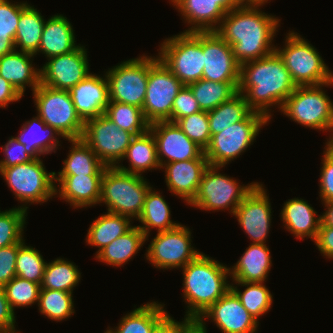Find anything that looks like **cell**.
<instances>
[{"label": "cell", "mask_w": 333, "mask_h": 333, "mask_svg": "<svg viewBox=\"0 0 333 333\" xmlns=\"http://www.w3.org/2000/svg\"><path fill=\"white\" fill-rule=\"evenodd\" d=\"M316 247L325 258L333 259V227L320 226L316 240Z\"/></svg>", "instance_id": "obj_54"}, {"label": "cell", "mask_w": 333, "mask_h": 333, "mask_svg": "<svg viewBox=\"0 0 333 333\" xmlns=\"http://www.w3.org/2000/svg\"><path fill=\"white\" fill-rule=\"evenodd\" d=\"M156 142L157 158L163 164L199 158L204 150L174 122L160 121L149 125ZM166 157V158H165ZM166 159V160H165Z\"/></svg>", "instance_id": "obj_18"}, {"label": "cell", "mask_w": 333, "mask_h": 333, "mask_svg": "<svg viewBox=\"0 0 333 333\" xmlns=\"http://www.w3.org/2000/svg\"><path fill=\"white\" fill-rule=\"evenodd\" d=\"M269 0H237L240 5H265Z\"/></svg>", "instance_id": "obj_59"}, {"label": "cell", "mask_w": 333, "mask_h": 333, "mask_svg": "<svg viewBox=\"0 0 333 333\" xmlns=\"http://www.w3.org/2000/svg\"><path fill=\"white\" fill-rule=\"evenodd\" d=\"M24 241L18 243L16 276L41 285L47 261L39 250L27 246Z\"/></svg>", "instance_id": "obj_44"}, {"label": "cell", "mask_w": 333, "mask_h": 333, "mask_svg": "<svg viewBox=\"0 0 333 333\" xmlns=\"http://www.w3.org/2000/svg\"><path fill=\"white\" fill-rule=\"evenodd\" d=\"M181 270L183 297L188 308L185 317L197 321L230 290L229 267L201 252Z\"/></svg>", "instance_id": "obj_3"}, {"label": "cell", "mask_w": 333, "mask_h": 333, "mask_svg": "<svg viewBox=\"0 0 333 333\" xmlns=\"http://www.w3.org/2000/svg\"><path fill=\"white\" fill-rule=\"evenodd\" d=\"M21 98L22 96L11 83L0 76V107L4 109L8 103L19 101Z\"/></svg>", "instance_id": "obj_55"}, {"label": "cell", "mask_w": 333, "mask_h": 333, "mask_svg": "<svg viewBox=\"0 0 333 333\" xmlns=\"http://www.w3.org/2000/svg\"><path fill=\"white\" fill-rule=\"evenodd\" d=\"M190 27L183 32L216 31L226 12L215 0H169Z\"/></svg>", "instance_id": "obj_24"}, {"label": "cell", "mask_w": 333, "mask_h": 333, "mask_svg": "<svg viewBox=\"0 0 333 333\" xmlns=\"http://www.w3.org/2000/svg\"><path fill=\"white\" fill-rule=\"evenodd\" d=\"M201 111L209 112L238 93L239 82H215L200 79L187 85Z\"/></svg>", "instance_id": "obj_37"}, {"label": "cell", "mask_w": 333, "mask_h": 333, "mask_svg": "<svg viewBox=\"0 0 333 333\" xmlns=\"http://www.w3.org/2000/svg\"><path fill=\"white\" fill-rule=\"evenodd\" d=\"M176 124L181 130L203 150L209 145L211 133L208 112L199 111L179 119Z\"/></svg>", "instance_id": "obj_47"}, {"label": "cell", "mask_w": 333, "mask_h": 333, "mask_svg": "<svg viewBox=\"0 0 333 333\" xmlns=\"http://www.w3.org/2000/svg\"><path fill=\"white\" fill-rule=\"evenodd\" d=\"M168 313L155 325L152 333H185L196 321L185 317L181 322Z\"/></svg>", "instance_id": "obj_52"}, {"label": "cell", "mask_w": 333, "mask_h": 333, "mask_svg": "<svg viewBox=\"0 0 333 333\" xmlns=\"http://www.w3.org/2000/svg\"><path fill=\"white\" fill-rule=\"evenodd\" d=\"M234 283L238 286H245V290L241 292V290L232 283L230 284V289L236 294L241 304L252 315V317L257 321L260 320L259 316L267 313L271 309L273 302V295L266 285H264L265 282Z\"/></svg>", "instance_id": "obj_39"}, {"label": "cell", "mask_w": 333, "mask_h": 333, "mask_svg": "<svg viewBox=\"0 0 333 333\" xmlns=\"http://www.w3.org/2000/svg\"><path fill=\"white\" fill-rule=\"evenodd\" d=\"M333 85V80L321 85L297 86L281 106V112L290 120L311 129L333 134V102L323 87Z\"/></svg>", "instance_id": "obj_6"}, {"label": "cell", "mask_w": 333, "mask_h": 333, "mask_svg": "<svg viewBox=\"0 0 333 333\" xmlns=\"http://www.w3.org/2000/svg\"><path fill=\"white\" fill-rule=\"evenodd\" d=\"M159 50L158 58L184 85L202 79L203 32H182L168 37Z\"/></svg>", "instance_id": "obj_7"}, {"label": "cell", "mask_w": 333, "mask_h": 333, "mask_svg": "<svg viewBox=\"0 0 333 333\" xmlns=\"http://www.w3.org/2000/svg\"><path fill=\"white\" fill-rule=\"evenodd\" d=\"M75 110L81 120L98 117L105 113L109 104L108 81L102 76L89 73L88 76L69 90Z\"/></svg>", "instance_id": "obj_22"}, {"label": "cell", "mask_w": 333, "mask_h": 333, "mask_svg": "<svg viewBox=\"0 0 333 333\" xmlns=\"http://www.w3.org/2000/svg\"><path fill=\"white\" fill-rule=\"evenodd\" d=\"M124 159L130 162L129 167L126 168L121 164L116 167L132 174L142 175L147 170L161 169L157 158L156 142L149 130L132 139L122 161Z\"/></svg>", "instance_id": "obj_30"}, {"label": "cell", "mask_w": 333, "mask_h": 333, "mask_svg": "<svg viewBox=\"0 0 333 333\" xmlns=\"http://www.w3.org/2000/svg\"><path fill=\"white\" fill-rule=\"evenodd\" d=\"M0 333H19V332L16 331L15 329H13V330H7V331H0Z\"/></svg>", "instance_id": "obj_61"}, {"label": "cell", "mask_w": 333, "mask_h": 333, "mask_svg": "<svg viewBox=\"0 0 333 333\" xmlns=\"http://www.w3.org/2000/svg\"><path fill=\"white\" fill-rule=\"evenodd\" d=\"M81 272L74 262L64 258H56L46 263L41 289L67 291L73 293L74 287L78 286Z\"/></svg>", "instance_id": "obj_38"}, {"label": "cell", "mask_w": 333, "mask_h": 333, "mask_svg": "<svg viewBox=\"0 0 333 333\" xmlns=\"http://www.w3.org/2000/svg\"><path fill=\"white\" fill-rule=\"evenodd\" d=\"M38 307L39 312L50 320H66L75 313L73 293L40 289Z\"/></svg>", "instance_id": "obj_43"}, {"label": "cell", "mask_w": 333, "mask_h": 333, "mask_svg": "<svg viewBox=\"0 0 333 333\" xmlns=\"http://www.w3.org/2000/svg\"><path fill=\"white\" fill-rule=\"evenodd\" d=\"M320 168L319 196L321 202L333 201V158L324 150Z\"/></svg>", "instance_id": "obj_50"}, {"label": "cell", "mask_w": 333, "mask_h": 333, "mask_svg": "<svg viewBox=\"0 0 333 333\" xmlns=\"http://www.w3.org/2000/svg\"><path fill=\"white\" fill-rule=\"evenodd\" d=\"M15 315V312L6 298L4 287L0 285V331L16 329Z\"/></svg>", "instance_id": "obj_53"}, {"label": "cell", "mask_w": 333, "mask_h": 333, "mask_svg": "<svg viewBox=\"0 0 333 333\" xmlns=\"http://www.w3.org/2000/svg\"><path fill=\"white\" fill-rule=\"evenodd\" d=\"M103 175L55 176V196L73 208H87L99 204ZM59 188V189H57Z\"/></svg>", "instance_id": "obj_23"}, {"label": "cell", "mask_w": 333, "mask_h": 333, "mask_svg": "<svg viewBox=\"0 0 333 333\" xmlns=\"http://www.w3.org/2000/svg\"><path fill=\"white\" fill-rule=\"evenodd\" d=\"M296 87L276 52L240 66L238 92L243 94L252 111L262 113L269 120L272 118L270 108L277 106L280 110Z\"/></svg>", "instance_id": "obj_2"}, {"label": "cell", "mask_w": 333, "mask_h": 333, "mask_svg": "<svg viewBox=\"0 0 333 333\" xmlns=\"http://www.w3.org/2000/svg\"><path fill=\"white\" fill-rule=\"evenodd\" d=\"M262 5H240L227 12L216 32L231 45L237 63L267 57L275 52L272 43L280 19L261 11Z\"/></svg>", "instance_id": "obj_1"}, {"label": "cell", "mask_w": 333, "mask_h": 333, "mask_svg": "<svg viewBox=\"0 0 333 333\" xmlns=\"http://www.w3.org/2000/svg\"><path fill=\"white\" fill-rule=\"evenodd\" d=\"M0 175L15 198L24 203L19 207L26 211L29 203L41 204L55 197V172L46 171L41 158L13 167H0Z\"/></svg>", "instance_id": "obj_9"}, {"label": "cell", "mask_w": 333, "mask_h": 333, "mask_svg": "<svg viewBox=\"0 0 333 333\" xmlns=\"http://www.w3.org/2000/svg\"><path fill=\"white\" fill-rule=\"evenodd\" d=\"M208 165L204 153L196 159L163 164L161 168L165 169L168 190L189 205L197 195L202 175Z\"/></svg>", "instance_id": "obj_21"}, {"label": "cell", "mask_w": 333, "mask_h": 333, "mask_svg": "<svg viewBox=\"0 0 333 333\" xmlns=\"http://www.w3.org/2000/svg\"><path fill=\"white\" fill-rule=\"evenodd\" d=\"M202 79L215 82H240V65L232 48L216 31L203 32Z\"/></svg>", "instance_id": "obj_19"}, {"label": "cell", "mask_w": 333, "mask_h": 333, "mask_svg": "<svg viewBox=\"0 0 333 333\" xmlns=\"http://www.w3.org/2000/svg\"><path fill=\"white\" fill-rule=\"evenodd\" d=\"M183 86L158 56H148V80L142 111L149 124L171 122L173 101Z\"/></svg>", "instance_id": "obj_12"}, {"label": "cell", "mask_w": 333, "mask_h": 333, "mask_svg": "<svg viewBox=\"0 0 333 333\" xmlns=\"http://www.w3.org/2000/svg\"><path fill=\"white\" fill-rule=\"evenodd\" d=\"M325 205V212L321 216L320 226H332L333 227V201L322 202Z\"/></svg>", "instance_id": "obj_56"}, {"label": "cell", "mask_w": 333, "mask_h": 333, "mask_svg": "<svg viewBox=\"0 0 333 333\" xmlns=\"http://www.w3.org/2000/svg\"><path fill=\"white\" fill-rule=\"evenodd\" d=\"M109 101L143 107L148 80V55L119 63L106 71Z\"/></svg>", "instance_id": "obj_14"}, {"label": "cell", "mask_w": 333, "mask_h": 333, "mask_svg": "<svg viewBox=\"0 0 333 333\" xmlns=\"http://www.w3.org/2000/svg\"><path fill=\"white\" fill-rule=\"evenodd\" d=\"M40 69V83L57 90H70L90 73L87 49L79 46L66 54L47 59Z\"/></svg>", "instance_id": "obj_16"}, {"label": "cell", "mask_w": 333, "mask_h": 333, "mask_svg": "<svg viewBox=\"0 0 333 333\" xmlns=\"http://www.w3.org/2000/svg\"><path fill=\"white\" fill-rule=\"evenodd\" d=\"M1 148L5 156L0 160V167H13L17 164H24L33 160L27 154L24 145L13 136Z\"/></svg>", "instance_id": "obj_49"}, {"label": "cell", "mask_w": 333, "mask_h": 333, "mask_svg": "<svg viewBox=\"0 0 333 333\" xmlns=\"http://www.w3.org/2000/svg\"><path fill=\"white\" fill-rule=\"evenodd\" d=\"M145 241L146 236L143 231L134 225L95 254V258L113 267L123 266L138 253Z\"/></svg>", "instance_id": "obj_31"}, {"label": "cell", "mask_w": 333, "mask_h": 333, "mask_svg": "<svg viewBox=\"0 0 333 333\" xmlns=\"http://www.w3.org/2000/svg\"><path fill=\"white\" fill-rule=\"evenodd\" d=\"M226 13L240 6L237 0H215Z\"/></svg>", "instance_id": "obj_57"}, {"label": "cell", "mask_w": 333, "mask_h": 333, "mask_svg": "<svg viewBox=\"0 0 333 333\" xmlns=\"http://www.w3.org/2000/svg\"><path fill=\"white\" fill-rule=\"evenodd\" d=\"M251 111L243 94L238 92L230 100L221 103L217 108L208 112L211 136L234 123L242 121Z\"/></svg>", "instance_id": "obj_40"}, {"label": "cell", "mask_w": 333, "mask_h": 333, "mask_svg": "<svg viewBox=\"0 0 333 333\" xmlns=\"http://www.w3.org/2000/svg\"><path fill=\"white\" fill-rule=\"evenodd\" d=\"M3 287L13 311L17 307L32 306L39 302L40 284L15 276Z\"/></svg>", "instance_id": "obj_46"}, {"label": "cell", "mask_w": 333, "mask_h": 333, "mask_svg": "<svg viewBox=\"0 0 333 333\" xmlns=\"http://www.w3.org/2000/svg\"><path fill=\"white\" fill-rule=\"evenodd\" d=\"M27 211L21 207L0 210V248L7 247L24 240V229Z\"/></svg>", "instance_id": "obj_45"}, {"label": "cell", "mask_w": 333, "mask_h": 333, "mask_svg": "<svg viewBox=\"0 0 333 333\" xmlns=\"http://www.w3.org/2000/svg\"><path fill=\"white\" fill-rule=\"evenodd\" d=\"M206 319H212L222 333H256L259 326V321L244 308L231 289L196 322H205Z\"/></svg>", "instance_id": "obj_20"}, {"label": "cell", "mask_w": 333, "mask_h": 333, "mask_svg": "<svg viewBox=\"0 0 333 333\" xmlns=\"http://www.w3.org/2000/svg\"><path fill=\"white\" fill-rule=\"evenodd\" d=\"M205 322H195L185 333H207Z\"/></svg>", "instance_id": "obj_58"}, {"label": "cell", "mask_w": 333, "mask_h": 333, "mask_svg": "<svg viewBox=\"0 0 333 333\" xmlns=\"http://www.w3.org/2000/svg\"><path fill=\"white\" fill-rule=\"evenodd\" d=\"M165 304L150 301L124 315L118 326H108L104 333H152L155 325L168 313Z\"/></svg>", "instance_id": "obj_34"}, {"label": "cell", "mask_w": 333, "mask_h": 333, "mask_svg": "<svg viewBox=\"0 0 333 333\" xmlns=\"http://www.w3.org/2000/svg\"><path fill=\"white\" fill-rule=\"evenodd\" d=\"M191 234L182 224L172 230L157 232L146 250V259L160 270L185 267L201 253L193 247Z\"/></svg>", "instance_id": "obj_15"}, {"label": "cell", "mask_w": 333, "mask_h": 333, "mask_svg": "<svg viewBox=\"0 0 333 333\" xmlns=\"http://www.w3.org/2000/svg\"><path fill=\"white\" fill-rule=\"evenodd\" d=\"M325 143L326 145L324 150L333 158V134L332 136L330 135L329 139Z\"/></svg>", "instance_id": "obj_60"}, {"label": "cell", "mask_w": 333, "mask_h": 333, "mask_svg": "<svg viewBox=\"0 0 333 333\" xmlns=\"http://www.w3.org/2000/svg\"><path fill=\"white\" fill-rule=\"evenodd\" d=\"M298 34L294 31L288 32L283 48H275L292 81L296 86L321 85L332 81L333 72L324 63L322 56L312 44Z\"/></svg>", "instance_id": "obj_5"}, {"label": "cell", "mask_w": 333, "mask_h": 333, "mask_svg": "<svg viewBox=\"0 0 333 333\" xmlns=\"http://www.w3.org/2000/svg\"><path fill=\"white\" fill-rule=\"evenodd\" d=\"M71 150L63 160V168L55 176L68 175H104L106 166L100 161L95 152L82 140H67Z\"/></svg>", "instance_id": "obj_33"}, {"label": "cell", "mask_w": 333, "mask_h": 333, "mask_svg": "<svg viewBox=\"0 0 333 333\" xmlns=\"http://www.w3.org/2000/svg\"><path fill=\"white\" fill-rule=\"evenodd\" d=\"M37 115L66 140L81 139L84 122L78 116L68 90H57L40 83L32 92Z\"/></svg>", "instance_id": "obj_11"}, {"label": "cell", "mask_w": 333, "mask_h": 333, "mask_svg": "<svg viewBox=\"0 0 333 333\" xmlns=\"http://www.w3.org/2000/svg\"><path fill=\"white\" fill-rule=\"evenodd\" d=\"M281 220L284 228L295 236L296 239L310 238L316 240L321 225V216L316 217L317 212L311 204L302 198L288 199L281 210Z\"/></svg>", "instance_id": "obj_26"}, {"label": "cell", "mask_w": 333, "mask_h": 333, "mask_svg": "<svg viewBox=\"0 0 333 333\" xmlns=\"http://www.w3.org/2000/svg\"><path fill=\"white\" fill-rule=\"evenodd\" d=\"M266 244L251 243L237 263L229 268L232 282H266L272 266Z\"/></svg>", "instance_id": "obj_27"}, {"label": "cell", "mask_w": 333, "mask_h": 333, "mask_svg": "<svg viewBox=\"0 0 333 333\" xmlns=\"http://www.w3.org/2000/svg\"><path fill=\"white\" fill-rule=\"evenodd\" d=\"M201 111L191 89L184 85L175 97L172 105L171 122Z\"/></svg>", "instance_id": "obj_48"}, {"label": "cell", "mask_w": 333, "mask_h": 333, "mask_svg": "<svg viewBox=\"0 0 333 333\" xmlns=\"http://www.w3.org/2000/svg\"><path fill=\"white\" fill-rule=\"evenodd\" d=\"M151 187L143 175L125 172L116 166L106 167L99 203L107 206V212L138 219Z\"/></svg>", "instance_id": "obj_4"}, {"label": "cell", "mask_w": 333, "mask_h": 333, "mask_svg": "<svg viewBox=\"0 0 333 333\" xmlns=\"http://www.w3.org/2000/svg\"><path fill=\"white\" fill-rule=\"evenodd\" d=\"M137 220L141 222L138 227L145 234L146 240H149L148 236L153 228L157 229V232H162L172 230L180 225L179 222L171 220V211L168 203L160 191L153 190V187L146 194L142 213Z\"/></svg>", "instance_id": "obj_32"}, {"label": "cell", "mask_w": 333, "mask_h": 333, "mask_svg": "<svg viewBox=\"0 0 333 333\" xmlns=\"http://www.w3.org/2000/svg\"><path fill=\"white\" fill-rule=\"evenodd\" d=\"M221 169L219 166L208 165L202 175L197 195L190 206L214 212L226 209L233 215L238 205L258 183L240 185L236 179L220 173Z\"/></svg>", "instance_id": "obj_10"}, {"label": "cell", "mask_w": 333, "mask_h": 333, "mask_svg": "<svg viewBox=\"0 0 333 333\" xmlns=\"http://www.w3.org/2000/svg\"><path fill=\"white\" fill-rule=\"evenodd\" d=\"M34 56L14 50L0 57V76L10 82L22 97L26 87H31L33 92L40 85V69L32 64Z\"/></svg>", "instance_id": "obj_25"}, {"label": "cell", "mask_w": 333, "mask_h": 333, "mask_svg": "<svg viewBox=\"0 0 333 333\" xmlns=\"http://www.w3.org/2000/svg\"><path fill=\"white\" fill-rule=\"evenodd\" d=\"M269 121L262 113L251 111L242 121L211 136L204 150L209 165L224 167L234 161L253 144L262 126Z\"/></svg>", "instance_id": "obj_8"}, {"label": "cell", "mask_w": 333, "mask_h": 333, "mask_svg": "<svg viewBox=\"0 0 333 333\" xmlns=\"http://www.w3.org/2000/svg\"><path fill=\"white\" fill-rule=\"evenodd\" d=\"M21 132L15 137L25 147L27 154L33 159H40L41 155L56 153L57 146H61L59 138L61 134L46 123L37 115L31 120L25 121ZM58 136V137H57Z\"/></svg>", "instance_id": "obj_29"}, {"label": "cell", "mask_w": 333, "mask_h": 333, "mask_svg": "<svg viewBox=\"0 0 333 333\" xmlns=\"http://www.w3.org/2000/svg\"><path fill=\"white\" fill-rule=\"evenodd\" d=\"M77 45L72 24L62 14L52 15L44 23L38 53L49 59L75 50Z\"/></svg>", "instance_id": "obj_28"}, {"label": "cell", "mask_w": 333, "mask_h": 333, "mask_svg": "<svg viewBox=\"0 0 333 333\" xmlns=\"http://www.w3.org/2000/svg\"><path fill=\"white\" fill-rule=\"evenodd\" d=\"M264 187L258 182L233 214L252 243L256 244H266L271 228V203Z\"/></svg>", "instance_id": "obj_17"}, {"label": "cell", "mask_w": 333, "mask_h": 333, "mask_svg": "<svg viewBox=\"0 0 333 333\" xmlns=\"http://www.w3.org/2000/svg\"><path fill=\"white\" fill-rule=\"evenodd\" d=\"M104 115L120 129L138 136L149 130V123L144 117L142 108L121 102L109 101Z\"/></svg>", "instance_id": "obj_41"}, {"label": "cell", "mask_w": 333, "mask_h": 333, "mask_svg": "<svg viewBox=\"0 0 333 333\" xmlns=\"http://www.w3.org/2000/svg\"><path fill=\"white\" fill-rule=\"evenodd\" d=\"M18 243L0 248V285L4 286L16 276Z\"/></svg>", "instance_id": "obj_51"}, {"label": "cell", "mask_w": 333, "mask_h": 333, "mask_svg": "<svg viewBox=\"0 0 333 333\" xmlns=\"http://www.w3.org/2000/svg\"><path fill=\"white\" fill-rule=\"evenodd\" d=\"M131 222L132 219L127 216L110 212L102 214L89 226L85 241L87 245L99 248L97 254L113 240L129 231L133 227Z\"/></svg>", "instance_id": "obj_35"}, {"label": "cell", "mask_w": 333, "mask_h": 333, "mask_svg": "<svg viewBox=\"0 0 333 333\" xmlns=\"http://www.w3.org/2000/svg\"><path fill=\"white\" fill-rule=\"evenodd\" d=\"M27 2L12 3L0 0V57L15 50V35L21 12L28 6Z\"/></svg>", "instance_id": "obj_42"}, {"label": "cell", "mask_w": 333, "mask_h": 333, "mask_svg": "<svg viewBox=\"0 0 333 333\" xmlns=\"http://www.w3.org/2000/svg\"><path fill=\"white\" fill-rule=\"evenodd\" d=\"M45 21L39 10L29 4L20 14L14 39L15 50L36 56Z\"/></svg>", "instance_id": "obj_36"}, {"label": "cell", "mask_w": 333, "mask_h": 333, "mask_svg": "<svg viewBox=\"0 0 333 333\" xmlns=\"http://www.w3.org/2000/svg\"><path fill=\"white\" fill-rule=\"evenodd\" d=\"M134 137L103 114L84 123L81 139L106 167H115L120 164Z\"/></svg>", "instance_id": "obj_13"}]
</instances>
